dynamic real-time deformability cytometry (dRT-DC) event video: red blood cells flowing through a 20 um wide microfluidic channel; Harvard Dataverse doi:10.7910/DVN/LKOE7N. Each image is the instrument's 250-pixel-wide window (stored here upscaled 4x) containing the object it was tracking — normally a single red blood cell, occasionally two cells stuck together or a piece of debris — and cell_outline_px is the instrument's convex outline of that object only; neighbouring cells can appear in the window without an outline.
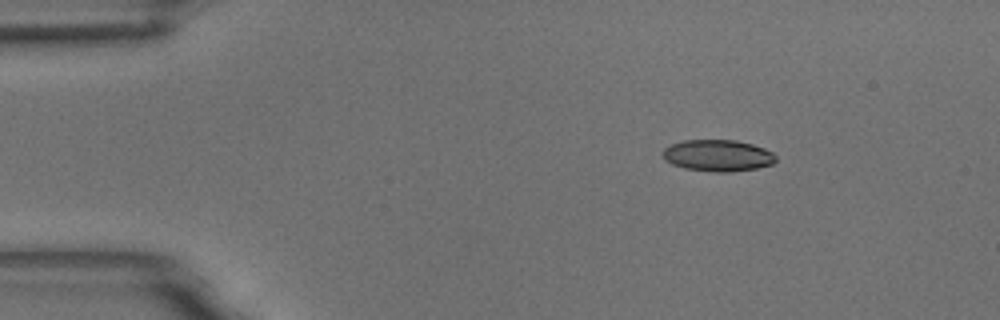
{"species": "common noctule bat (a hibernating species)", "species_latin": "Nyctalus noctula", "temperature_condition": "room temperature", "stored_images_in_passage": 3, "camera_frame_rate_fps": 3000, "um_per_image_px": 0.085, "animal": {"sex": "male", "body_mass_g": 18.8}, "frame": {"image": 1, "passage_image": 1, "time_ms": 0.0, "image_size_px": [1000, 320], "cell_outline_px": [[776, 160], [772, 164], [756, 168], [732, 172], [716, 172], [684, 168], [672, 164], [664, 160], [660, 152], [664, 148], [672, 144], [684, 140], [736, 140], [752, 144], [764, 148], [772, 152], [776, 156]], "centroid_in_image_um": [60.99, 13.22], "position_along_channel_um": 24.0, "area_um2": 20.92}}